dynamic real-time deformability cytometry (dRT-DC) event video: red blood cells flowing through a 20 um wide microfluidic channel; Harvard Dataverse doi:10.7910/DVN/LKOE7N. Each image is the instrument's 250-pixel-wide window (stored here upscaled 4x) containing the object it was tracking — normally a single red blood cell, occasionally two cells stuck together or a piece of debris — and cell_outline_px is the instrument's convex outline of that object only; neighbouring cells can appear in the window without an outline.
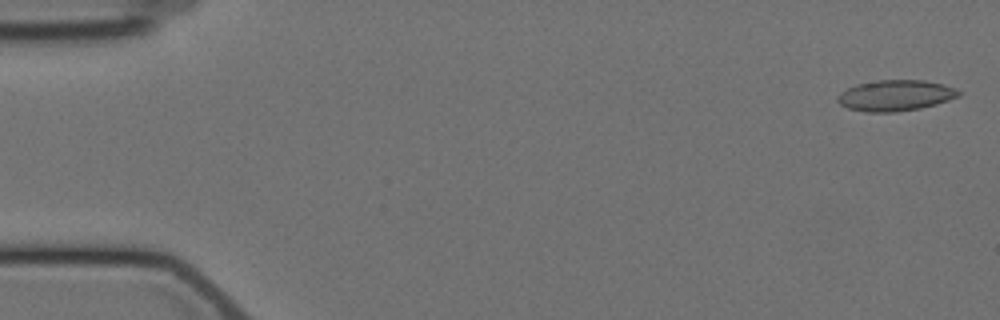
{"species": "Egyptian fruit bat (a non-hibernating species)", "species_latin": "Rousettus aegyptiacus", "temperature_condition": "cold", "stored_images_in_passage": 9, "camera_frame_rate_fps": 3000, "um_per_image_px": 0.085, "animal": {"sex": "female"}, "frame": {"image": 1, "passage_image": 1, "time_ms": 0.0, "image_size_px": [1000, 320], "cell_outline_px": [[960, 96], [936, 104], [920, 108], [896, 112], [864, 112], [848, 108], [840, 104], [836, 100], [836, 96], [840, 92], [856, 84], [876, 80], [924, 80], [944, 84], [956, 88], [960, 92]], "centroid_in_image_um": [76.1, 8.11], "position_along_channel_um": 8.9, "area_um2": 21.96}}
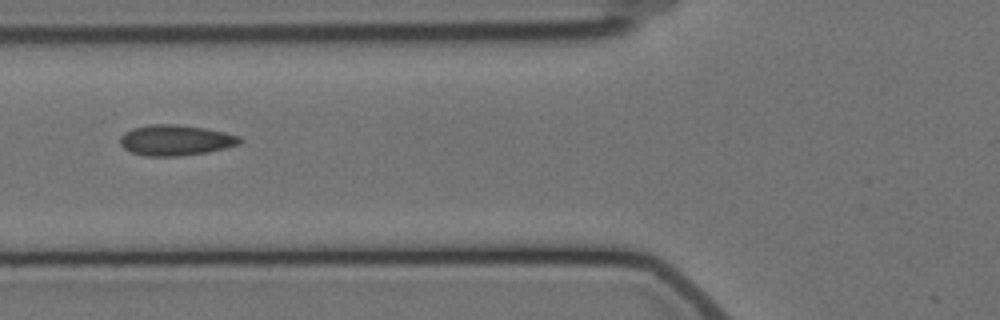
{"frame": {"image": 2, "passage_image": 7, "time_ms": 6.667, "image_size_px": [1000, 320], "cell_outline_px": [[244, 140], [240, 144], [208, 152], [180, 156], [144, 156], [132, 152], [124, 148], [120, 144], [120, 136], [124, 132], [132, 128], [148, 124], [176, 124], [204, 128], [224, 132], [240, 136]], "centroid_in_image_um": [14.92, 11.91], "position_along_channel_um": 110.9, "area_um2": 21.5}}
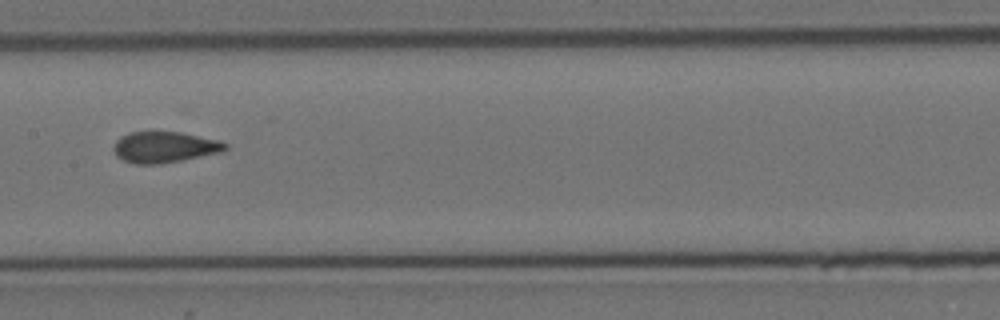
{"frame": {"image": 3, "passage_image": 9, "time_ms": 9.0, "image_size_px": [1000, 320], "cell_outline_px": [[228, 148], [220, 152], [160, 164], [136, 164], [124, 160], [116, 156], [112, 148], [116, 140], [120, 136], [128, 132], [180, 132], [220, 140], [228, 144]], "centroid_in_image_um": [13.96, 12.5], "position_along_channel_um": 193.4, "area_um2": 20.17}}